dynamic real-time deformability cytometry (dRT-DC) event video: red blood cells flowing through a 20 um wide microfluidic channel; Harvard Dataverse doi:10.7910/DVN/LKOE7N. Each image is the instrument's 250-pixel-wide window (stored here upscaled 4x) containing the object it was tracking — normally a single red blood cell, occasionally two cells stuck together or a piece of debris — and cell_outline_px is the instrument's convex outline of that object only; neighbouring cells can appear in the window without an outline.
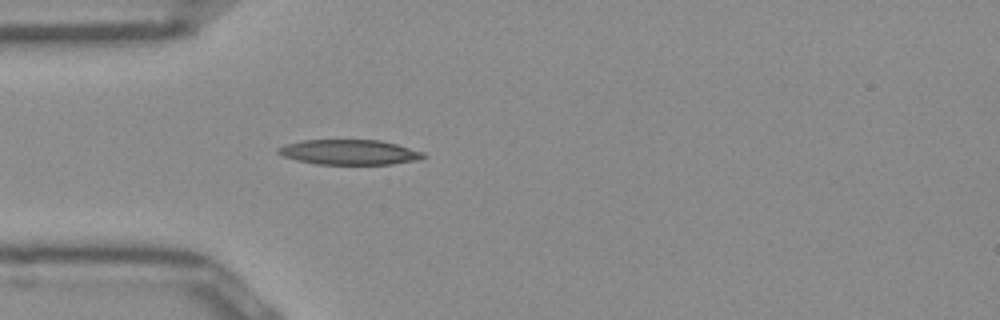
{"species": "Egyptian fruit bat (a non-hibernating species)", "species_latin": "Rousettus aegyptiacus", "temperature_condition": "room temperature", "stored_images_in_passage": 37, "camera_frame_rate_fps": 3000, "um_per_image_px": 0.085, "frame": {"image": 1, "passage_image": 1, "time_ms": 0.0, "image_size_px": [1000, 320], "cell_outline_px": [[424, 156], [420, 160], [392, 164], [316, 164], [296, 160], [284, 156], [276, 152], [276, 148], [284, 144], [304, 140], [380, 140], [396, 144], [424, 152]], "centroid_in_image_um": [29.67, 12.93], "position_along_channel_um": 55.3, "area_um2": 21.21}}
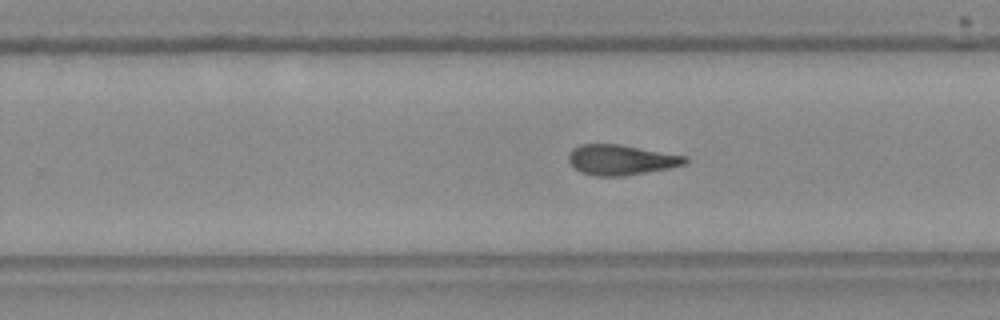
{"frame": {"image": 2, "passage_image": 18, "time_ms": 5.667, "image_size_px": [1000, 320], "cell_outline_px": [[688, 164], [668, 168], [624, 176], [596, 176], [580, 172], [568, 160], [568, 156], [572, 148], [580, 144], [616, 144], [688, 156]], "centroid_in_image_um": [52.8, 13.59], "position_along_channel_um": 277.0, "area_um2": 20.46}}
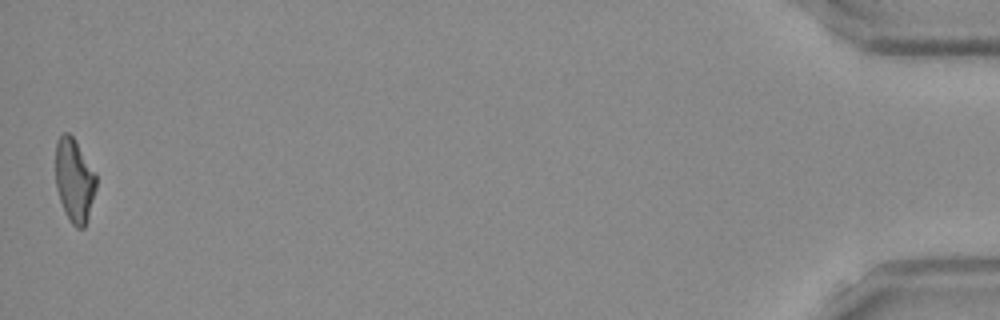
{"frame": {"image": 3, "passage_image": 37, "time_ms": 12.0, "image_size_px": [1000, 320], "cell_outline_px": [[96, 188], [88, 216], [84, 228], [76, 228], [72, 224], [64, 212], [56, 188], [56, 140], [64, 132], [68, 132], [72, 136], [96, 172]], "centroid_in_image_um": [6.32, 15.32], "position_along_channel_um": 428.9, "area_um2": 19.71}, "authors_computed_cell_mechanics": {"area_um2": 20.4034, "velocity_mm_per_s": 3.9811, "shape_relaxation_time_tau1_ms": 10.2317, "shape_relaxation_time_tau2_ms": 2.3666, "deformation_change_tau1": 0.2651, "deformation_change_tau2": 0.1192}}